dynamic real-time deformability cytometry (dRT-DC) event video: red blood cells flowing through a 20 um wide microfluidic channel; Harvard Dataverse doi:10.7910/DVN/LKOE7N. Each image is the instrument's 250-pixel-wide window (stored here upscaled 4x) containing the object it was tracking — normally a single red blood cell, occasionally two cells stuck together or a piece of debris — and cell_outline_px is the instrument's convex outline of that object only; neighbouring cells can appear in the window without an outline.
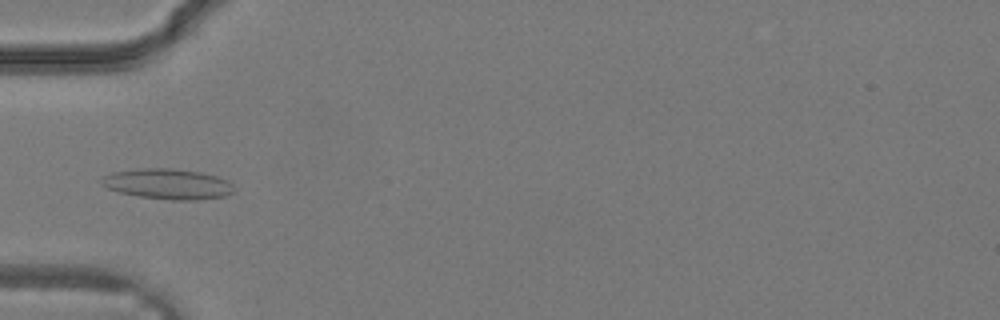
{"species": "common noctule bat (a hibernating species)", "species_latin": "Nyctalus noctula", "temperature_condition": "warm", "stored_images_in_passage": 34, "camera_frame_rate_fps": 3000, "um_per_image_px": 0.085, "animal": {"sex": "male", "body_mass_g": 19.2, "forearm_length_mm": 51.8}, "frame": {"image": 1, "passage_image": 12, "time_ms": 3.667, "image_size_px": [1000, 320], "cell_outline_px": [[232, 192], [224, 196], [196, 200], [168, 200], [140, 196], [120, 192], [108, 188], [100, 184], [104, 176], [112, 172], [136, 168], [172, 168], [200, 172], [216, 176], [232, 184]], "centroid_in_image_um": [14.22, 15.63], "position_along_channel_um": 70.8, "area_um2": 23.29}}
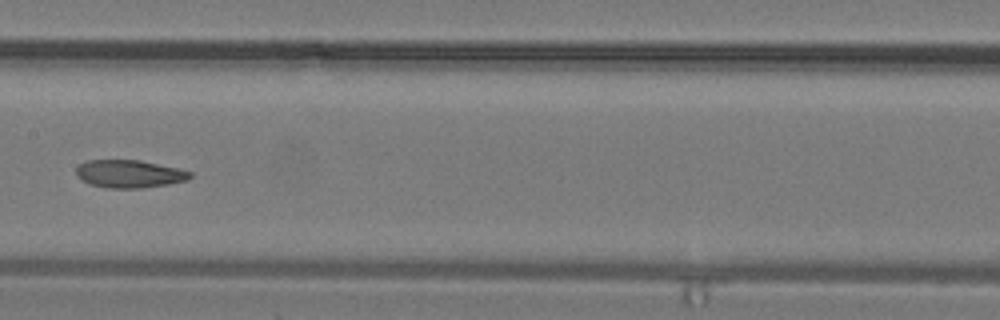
{"frame": {"image": 2, "passage_image": 18, "time_ms": 5.667, "image_size_px": [1000, 320], "cell_outline_px": [[192, 176], [188, 180], [168, 184], [140, 188], [104, 188], [88, 184], [80, 180], [76, 176], [76, 168], [80, 164], [88, 160], [140, 160], [180, 168], [192, 172]], "centroid_in_image_um": [10.98, 14.78], "position_along_channel_um": 196.4, "area_um2": 18.73}}
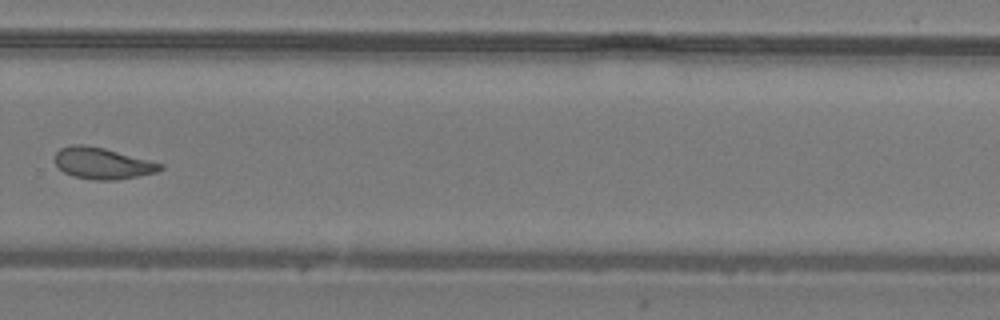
{"frame": {"image": 3, "passage_image": 24, "time_ms": 7.667, "image_size_px": [1000, 320], "cell_outline_px": [[164, 168], [156, 172], [116, 180], [96, 180], [72, 176], [64, 172], [56, 164], [56, 152], [60, 148], [72, 144], [84, 144], [104, 148], [164, 164]], "centroid_in_image_um": [8.7, 13.88], "position_along_channel_um": 321.1, "area_um2": 19.13}}